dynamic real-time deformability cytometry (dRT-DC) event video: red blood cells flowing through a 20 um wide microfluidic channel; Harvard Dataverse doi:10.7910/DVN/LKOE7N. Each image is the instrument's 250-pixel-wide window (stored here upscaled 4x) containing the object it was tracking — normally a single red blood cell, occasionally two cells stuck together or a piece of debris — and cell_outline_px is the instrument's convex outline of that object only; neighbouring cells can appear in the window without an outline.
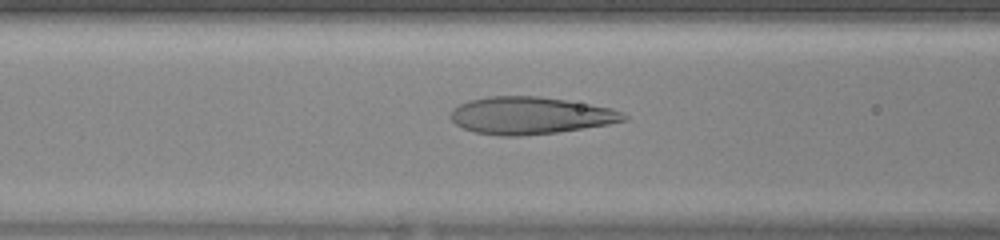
{"species": "human", "species_latin": "Homo sapiens", "temperature_condition": "warm", "stored_images_in_passage": 41, "camera_frame_rate_fps": 3000, "um_per_image_px": 0.085, "donor": {"sex": "female"}, "frame": {"image": 1, "passage_image": 18, "time_ms": 5.667, "image_size_px": [1000, 240], "cell_outline_px": [[628, 120], [608, 124], [556, 132], [520, 136], [500, 136], [476, 132], [464, 128], [456, 124], [452, 120], [452, 108], [460, 104], [472, 100], [488, 96], [540, 96], [612, 108], [624, 112], [628, 116]], "centroid_in_image_um": [45.1, 9.82], "position_along_channel_um": 121.5, "area_um2": 37.28}}
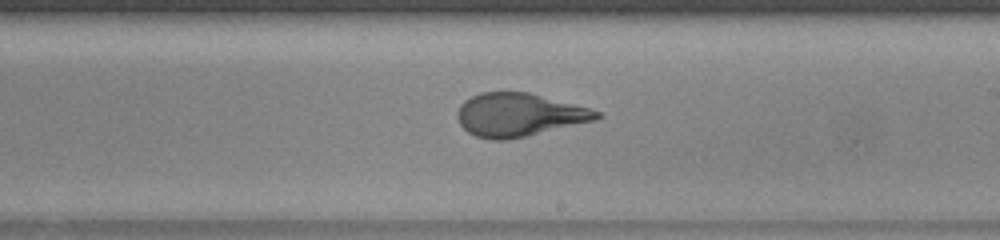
{"frame": {"image": 2, "passage_image": 26, "time_ms": 8.333, "image_size_px": [1000, 240], "cell_outline_px": [[604, 116], [596, 120], [524, 136], [504, 140], [492, 140], [476, 136], [468, 132], [460, 124], [456, 116], [460, 104], [464, 100], [480, 92], [528, 92], [588, 108], [600, 112]], "centroid_in_image_um": [44.08, 9.75], "position_along_channel_um": 244.9, "area_um2": 34.74}}
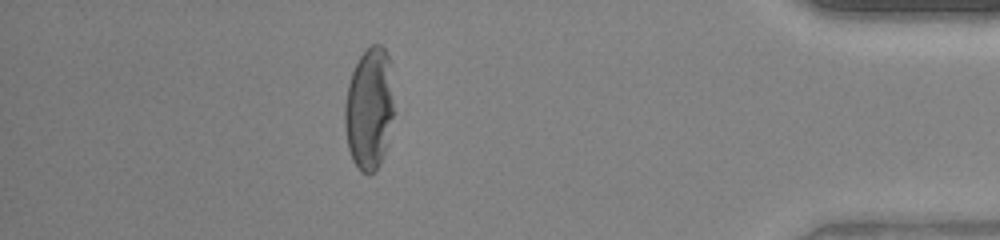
{"frame": {"image": 3, "passage_image": 39, "time_ms": 12.667, "image_size_px": [1000, 240], "cell_outline_px": [[392, 116], [388, 144], [380, 164], [376, 172], [368, 176], [360, 172], [352, 160], [348, 148], [344, 124], [344, 104], [348, 84], [352, 72], [360, 56], [372, 44], [380, 44], [384, 48], [388, 56], [392, 100]], "centroid_in_image_um": [31.35, 9.33], "position_along_channel_um": 403.8, "area_um2": 34.97}}